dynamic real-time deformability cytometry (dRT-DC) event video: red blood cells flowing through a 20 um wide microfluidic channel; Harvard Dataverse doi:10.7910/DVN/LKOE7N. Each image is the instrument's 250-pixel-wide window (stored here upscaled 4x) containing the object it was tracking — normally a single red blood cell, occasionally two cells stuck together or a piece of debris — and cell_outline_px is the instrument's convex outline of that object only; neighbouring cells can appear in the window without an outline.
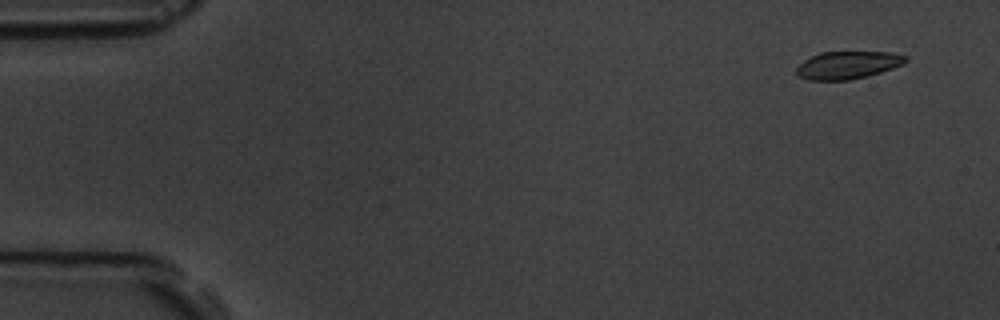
{"species": "common noctule bat (a hibernating species)", "species_latin": "Nyctalus noctula", "temperature_condition": "room temperature", "stored_images_in_passage": 5, "camera_frame_rate_fps": 3000, "um_per_image_px": 0.085, "animal": {"sex": "male", "body_mass_g": 19.5, "forearm_length_mm": 54.6}, "frame": {"image": 1, "passage_image": 2, "time_ms": 1.0, "image_size_px": [1000, 320], "cell_outline_px": [[908, 60], [904, 64], [868, 76], [848, 80], [808, 80], [800, 76], [796, 72], [796, 68], [804, 60], [820, 52], [892, 52], [908, 56]], "centroid_in_image_um": [72.09, 5.52], "position_along_channel_um": 12.9, "area_um2": 17.57}}
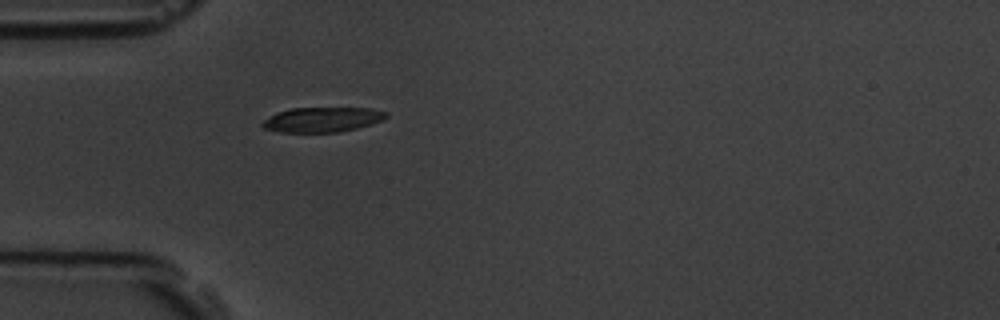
{"frame": {"image": 2, "passage_image": 5, "time_ms": 5.333, "image_size_px": [1000, 320], "cell_outline_px": [[388, 116], [384, 120], [372, 124], [340, 132], [280, 132], [264, 128], [260, 124], [264, 120], [276, 112], [292, 108], [368, 108], [388, 112]], "centroid_in_image_um": [27.41, 10.16], "position_along_channel_um": 57.6, "area_um2": 17.98}}